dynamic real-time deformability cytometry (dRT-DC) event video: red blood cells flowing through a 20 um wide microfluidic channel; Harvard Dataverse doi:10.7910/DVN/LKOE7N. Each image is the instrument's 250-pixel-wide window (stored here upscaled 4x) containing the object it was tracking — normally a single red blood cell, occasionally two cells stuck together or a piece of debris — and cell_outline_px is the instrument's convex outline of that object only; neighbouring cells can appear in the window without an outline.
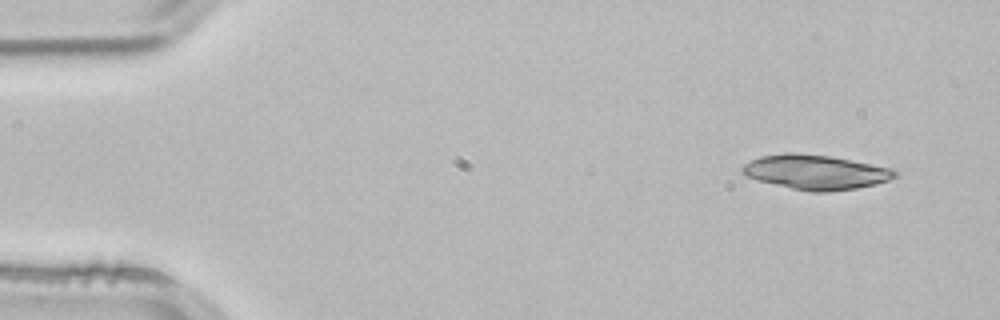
{"species": "common noctule bat (a hibernating species)", "species_latin": "Nyctalus noctula", "temperature_condition": "room temperature", "stored_images_in_passage": 3, "camera_frame_rate_fps": 3000, "um_per_image_px": 0.085, "animal": {"sex": "male", "body_mass_g": 21.5, "forearm_length_mm": 52.0}, "frame": {"image": 1, "passage_image": 1, "time_ms": 0.0, "image_size_px": [1000, 320], "cell_outline_px": [[900, 172], [896, 176], [888, 180], [876, 184], [856, 188], [828, 192], [812, 192], [792, 188], [756, 180], [744, 176], [740, 172], [740, 168], [744, 164], [760, 156], [784, 152], [792, 152], [832, 156], [892, 168]], "centroid_in_image_um": [69.31, 14.62], "position_along_channel_um": 15.7, "area_um2": 31.04}}